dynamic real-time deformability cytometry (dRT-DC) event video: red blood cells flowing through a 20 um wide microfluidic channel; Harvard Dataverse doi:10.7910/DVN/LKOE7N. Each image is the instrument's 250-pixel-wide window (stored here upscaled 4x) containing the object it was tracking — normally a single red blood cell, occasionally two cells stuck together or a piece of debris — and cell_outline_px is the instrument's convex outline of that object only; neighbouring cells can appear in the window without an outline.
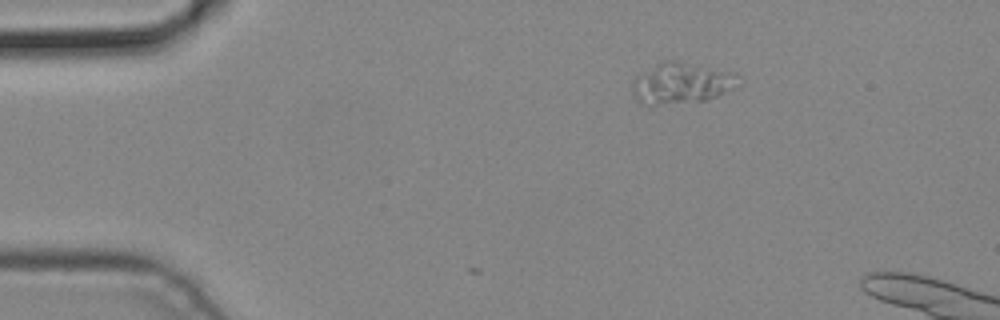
{"species": "common noctule bat (a hibernating species)", "species_latin": "Nyctalus noctula", "temperature_condition": "cold", "stored_images_in_passage": 3, "camera_frame_rate_fps": 3000, "um_per_image_px": 0.085, "animal": {"sex": "male", "body_mass_g": 19.2, "forearm_length_mm": 51.8}, "frame": {"image": 1, "passage_image": 1, "time_ms": 0.0, "image_size_px": [1000, 320], "cell_outline_px": [[740, 84], [716, 96], [704, 100], [656, 104], [644, 104], [636, 100], [632, 92], [632, 84], [636, 76], [660, 60], [680, 60], [736, 72]], "centroid_in_image_um": [57.92, 7.02], "position_along_channel_um": 27.1, "area_um2": 25.43}}
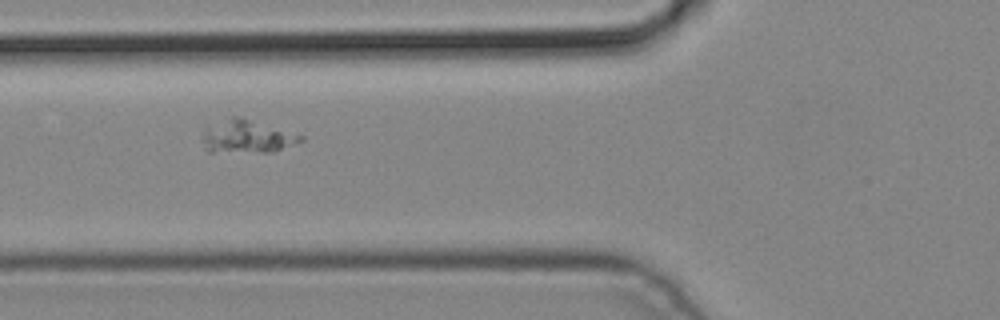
{"frame": {"image": 2, "passage_image": 3, "time_ms": 0.667, "image_size_px": [1000, 320], "cell_outline_px": [[304, 140], [272, 152], [208, 152], [200, 140], [200, 136], [204, 128], [232, 116], [240, 116], [304, 136]], "centroid_in_image_um": [20.92, 11.61], "position_along_channel_um": 104.9, "area_um2": 19.02}}